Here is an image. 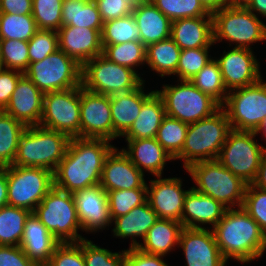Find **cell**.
<instances>
[{"mask_svg": "<svg viewBox=\"0 0 266 266\" xmlns=\"http://www.w3.org/2000/svg\"><path fill=\"white\" fill-rule=\"evenodd\" d=\"M114 147L111 141L102 138H70L53 173L54 187L73 194L99 185L105 159Z\"/></svg>", "mask_w": 266, "mask_h": 266, "instance_id": "6da1fadb", "label": "cell"}, {"mask_svg": "<svg viewBox=\"0 0 266 266\" xmlns=\"http://www.w3.org/2000/svg\"><path fill=\"white\" fill-rule=\"evenodd\" d=\"M212 231L227 262L246 265L266 252V234L243 207L227 209Z\"/></svg>", "mask_w": 266, "mask_h": 266, "instance_id": "7a4b0ae2", "label": "cell"}, {"mask_svg": "<svg viewBox=\"0 0 266 266\" xmlns=\"http://www.w3.org/2000/svg\"><path fill=\"white\" fill-rule=\"evenodd\" d=\"M231 130L222 107L211 116L190 123L182 152L174 160L182 162L184 170L200 161L217 160Z\"/></svg>", "mask_w": 266, "mask_h": 266, "instance_id": "3957f363", "label": "cell"}, {"mask_svg": "<svg viewBox=\"0 0 266 266\" xmlns=\"http://www.w3.org/2000/svg\"><path fill=\"white\" fill-rule=\"evenodd\" d=\"M213 43L229 47L254 49V44L266 41V23L246 7L222 6L211 11ZM227 42V43H226ZM234 45V46H233Z\"/></svg>", "mask_w": 266, "mask_h": 266, "instance_id": "277c9868", "label": "cell"}, {"mask_svg": "<svg viewBox=\"0 0 266 266\" xmlns=\"http://www.w3.org/2000/svg\"><path fill=\"white\" fill-rule=\"evenodd\" d=\"M70 138L40 125L26 127L19 139L13 165L56 170L64 157Z\"/></svg>", "mask_w": 266, "mask_h": 266, "instance_id": "5b68a950", "label": "cell"}, {"mask_svg": "<svg viewBox=\"0 0 266 266\" xmlns=\"http://www.w3.org/2000/svg\"><path fill=\"white\" fill-rule=\"evenodd\" d=\"M193 180L192 188L210 196L227 209L242 207L247 183L218 160L200 161L185 169Z\"/></svg>", "mask_w": 266, "mask_h": 266, "instance_id": "8992f818", "label": "cell"}, {"mask_svg": "<svg viewBox=\"0 0 266 266\" xmlns=\"http://www.w3.org/2000/svg\"><path fill=\"white\" fill-rule=\"evenodd\" d=\"M33 213L60 243H78L86 238L79 234L83 229L72 193L53 187Z\"/></svg>", "mask_w": 266, "mask_h": 266, "instance_id": "52a82bcc", "label": "cell"}, {"mask_svg": "<svg viewBox=\"0 0 266 266\" xmlns=\"http://www.w3.org/2000/svg\"><path fill=\"white\" fill-rule=\"evenodd\" d=\"M176 85L162 84L155 89L161 96L167 116L185 123H194L214 114L221 105L196 88L190 80H176Z\"/></svg>", "mask_w": 266, "mask_h": 266, "instance_id": "ba28073f", "label": "cell"}, {"mask_svg": "<svg viewBox=\"0 0 266 266\" xmlns=\"http://www.w3.org/2000/svg\"><path fill=\"white\" fill-rule=\"evenodd\" d=\"M144 81L137 71L111 62L102 54L82 66V87L94 93L109 96L126 93Z\"/></svg>", "mask_w": 266, "mask_h": 266, "instance_id": "9c48e42d", "label": "cell"}, {"mask_svg": "<svg viewBox=\"0 0 266 266\" xmlns=\"http://www.w3.org/2000/svg\"><path fill=\"white\" fill-rule=\"evenodd\" d=\"M24 75L45 94L82 85V65L57 49L41 61L29 63Z\"/></svg>", "mask_w": 266, "mask_h": 266, "instance_id": "30bf717a", "label": "cell"}, {"mask_svg": "<svg viewBox=\"0 0 266 266\" xmlns=\"http://www.w3.org/2000/svg\"><path fill=\"white\" fill-rule=\"evenodd\" d=\"M7 205L34 212L54 187L53 172L39 167L6 166Z\"/></svg>", "mask_w": 266, "mask_h": 266, "instance_id": "8fae6325", "label": "cell"}, {"mask_svg": "<svg viewBox=\"0 0 266 266\" xmlns=\"http://www.w3.org/2000/svg\"><path fill=\"white\" fill-rule=\"evenodd\" d=\"M228 92L221 106L228 117L231 129L256 131L266 117V80Z\"/></svg>", "mask_w": 266, "mask_h": 266, "instance_id": "7c38bea8", "label": "cell"}, {"mask_svg": "<svg viewBox=\"0 0 266 266\" xmlns=\"http://www.w3.org/2000/svg\"><path fill=\"white\" fill-rule=\"evenodd\" d=\"M254 131L231 130L221 147L217 160L235 176L251 184L264 156Z\"/></svg>", "mask_w": 266, "mask_h": 266, "instance_id": "4fadbf2b", "label": "cell"}, {"mask_svg": "<svg viewBox=\"0 0 266 266\" xmlns=\"http://www.w3.org/2000/svg\"><path fill=\"white\" fill-rule=\"evenodd\" d=\"M39 125L64 133L69 138L80 137V86L45 93Z\"/></svg>", "mask_w": 266, "mask_h": 266, "instance_id": "5bb4252c", "label": "cell"}, {"mask_svg": "<svg viewBox=\"0 0 266 266\" xmlns=\"http://www.w3.org/2000/svg\"><path fill=\"white\" fill-rule=\"evenodd\" d=\"M252 49L231 47L214 56L227 91L257 83L262 77L260 59Z\"/></svg>", "mask_w": 266, "mask_h": 266, "instance_id": "9a60e30c", "label": "cell"}, {"mask_svg": "<svg viewBox=\"0 0 266 266\" xmlns=\"http://www.w3.org/2000/svg\"><path fill=\"white\" fill-rule=\"evenodd\" d=\"M80 137L113 141L110 96L80 86Z\"/></svg>", "mask_w": 266, "mask_h": 266, "instance_id": "2e32d148", "label": "cell"}, {"mask_svg": "<svg viewBox=\"0 0 266 266\" xmlns=\"http://www.w3.org/2000/svg\"><path fill=\"white\" fill-rule=\"evenodd\" d=\"M147 181V200L159 219L181 222L184 198L190 189L182 187L183 178L155 176Z\"/></svg>", "mask_w": 266, "mask_h": 266, "instance_id": "e0dca14e", "label": "cell"}, {"mask_svg": "<svg viewBox=\"0 0 266 266\" xmlns=\"http://www.w3.org/2000/svg\"><path fill=\"white\" fill-rule=\"evenodd\" d=\"M182 249L185 266H227L215 241L212 229L183 227L178 249Z\"/></svg>", "mask_w": 266, "mask_h": 266, "instance_id": "ac0fdd59", "label": "cell"}, {"mask_svg": "<svg viewBox=\"0 0 266 266\" xmlns=\"http://www.w3.org/2000/svg\"><path fill=\"white\" fill-rule=\"evenodd\" d=\"M73 197L84 233L96 234L111 228L107 192L100 185L76 191Z\"/></svg>", "mask_w": 266, "mask_h": 266, "instance_id": "d6986e66", "label": "cell"}, {"mask_svg": "<svg viewBox=\"0 0 266 266\" xmlns=\"http://www.w3.org/2000/svg\"><path fill=\"white\" fill-rule=\"evenodd\" d=\"M106 192L147 188L145 174L122 151L114 147L105 159L99 184Z\"/></svg>", "mask_w": 266, "mask_h": 266, "instance_id": "ffe728a7", "label": "cell"}, {"mask_svg": "<svg viewBox=\"0 0 266 266\" xmlns=\"http://www.w3.org/2000/svg\"><path fill=\"white\" fill-rule=\"evenodd\" d=\"M43 96L40 89L23 75L3 111L26 127L39 125L43 112Z\"/></svg>", "mask_w": 266, "mask_h": 266, "instance_id": "44dd1931", "label": "cell"}, {"mask_svg": "<svg viewBox=\"0 0 266 266\" xmlns=\"http://www.w3.org/2000/svg\"><path fill=\"white\" fill-rule=\"evenodd\" d=\"M101 31L82 26H62L58 30L59 49L83 66L102 54Z\"/></svg>", "mask_w": 266, "mask_h": 266, "instance_id": "7402d4cb", "label": "cell"}, {"mask_svg": "<svg viewBox=\"0 0 266 266\" xmlns=\"http://www.w3.org/2000/svg\"><path fill=\"white\" fill-rule=\"evenodd\" d=\"M226 210L217 200L190 187L184 198L181 223L187 228L213 229Z\"/></svg>", "mask_w": 266, "mask_h": 266, "instance_id": "603a6c76", "label": "cell"}, {"mask_svg": "<svg viewBox=\"0 0 266 266\" xmlns=\"http://www.w3.org/2000/svg\"><path fill=\"white\" fill-rule=\"evenodd\" d=\"M127 147L122 151L144 174L162 176L167 162L175 161L155 138L125 139Z\"/></svg>", "mask_w": 266, "mask_h": 266, "instance_id": "cb8c5ba5", "label": "cell"}, {"mask_svg": "<svg viewBox=\"0 0 266 266\" xmlns=\"http://www.w3.org/2000/svg\"><path fill=\"white\" fill-rule=\"evenodd\" d=\"M145 83L146 81L133 91L110 96L113 140L122 138L130 129L141 111L142 104L155 91L146 90Z\"/></svg>", "mask_w": 266, "mask_h": 266, "instance_id": "d4e9b609", "label": "cell"}, {"mask_svg": "<svg viewBox=\"0 0 266 266\" xmlns=\"http://www.w3.org/2000/svg\"><path fill=\"white\" fill-rule=\"evenodd\" d=\"M158 219V215L146 200L143 204L131 209L127 214L114 218L111 221V227L113 226L111 233H113V237L120 240L130 238L129 248H135L142 243L148 230Z\"/></svg>", "mask_w": 266, "mask_h": 266, "instance_id": "484cf974", "label": "cell"}, {"mask_svg": "<svg viewBox=\"0 0 266 266\" xmlns=\"http://www.w3.org/2000/svg\"><path fill=\"white\" fill-rule=\"evenodd\" d=\"M60 242L40 222L34 213L26 219L20 247L37 265L46 266Z\"/></svg>", "mask_w": 266, "mask_h": 266, "instance_id": "4316f807", "label": "cell"}, {"mask_svg": "<svg viewBox=\"0 0 266 266\" xmlns=\"http://www.w3.org/2000/svg\"><path fill=\"white\" fill-rule=\"evenodd\" d=\"M170 37L181 50L212 47L213 18L200 16L173 20Z\"/></svg>", "mask_w": 266, "mask_h": 266, "instance_id": "83f0119b", "label": "cell"}, {"mask_svg": "<svg viewBox=\"0 0 266 266\" xmlns=\"http://www.w3.org/2000/svg\"><path fill=\"white\" fill-rule=\"evenodd\" d=\"M132 15L138 26L141 42L146 47L170 38L172 21L150 0L134 7Z\"/></svg>", "mask_w": 266, "mask_h": 266, "instance_id": "f1b7e54d", "label": "cell"}, {"mask_svg": "<svg viewBox=\"0 0 266 266\" xmlns=\"http://www.w3.org/2000/svg\"><path fill=\"white\" fill-rule=\"evenodd\" d=\"M182 223L171 219H158L148 230L137 248L149 254L167 256L179 245Z\"/></svg>", "mask_w": 266, "mask_h": 266, "instance_id": "f546056e", "label": "cell"}, {"mask_svg": "<svg viewBox=\"0 0 266 266\" xmlns=\"http://www.w3.org/2000/svg\"><path fill=\"white\" fill-rule=\"evenodd\" d=\"M165 116L163 100L155 90L144 101L133 125L122 137L124 139L155 138Z\"/></svg>", "mask_w": 266, "mask_h": 266, "instance_id": "4dcf8cb0", "label": "cell"}, {"mask_svg": "<svg viewBox=\"0 0 266 266\" xmlns=\"http://www.w3.org/2000/svg\"><path fill=\"white\" fill-rule=\"evenodd\" d=\"M181 49L170 37L146 47V67L162 79L175 77Z\"/></svg>", "mask_w": 266, "mask_h": 266, "instance_id": "1f68e13d", "label": "cell"}, {"mask_svg": "<svg viewBox=\"0 0 266 266\" xmlns=\"http://www.w3.org/2000/svg\"><path fill=\"white\" fill-rule=\"evenodd\" d=\"M62 26L102 30L103 21L94 0H63Z\"/></svg>", "mask_w": 266, "mask_h": 266, "instance_id": "d6a6232c", "label": "cell"}, {"mask_svg": "<svg viewBox=\"0 0 266 266\" xmlns=\"http://www.w3.org/2000/svg\"><path fill=\"white\" fill-rule=\"evenodd\" d=\"M31 213L9 205L0 207V246H20L25 222Z\"/></svg>", "mask_w": 266, "mask_h": 266, "instance_id": "836d02e7", "label": "cell"}, {"mask_svg": "<svg viewBox=\"0 0 266 266\" xmlns=\"http://www.w3.org/2000/svg\"><path fill=\"white\" fill-rule=\"evenodd\" d=\"M26 126L0 110V167L13 165L19 139Z\"/></svg>", "mask_w": 266, "mask_h": 266, "instance_id": "e575fe53", "label": "cell"}, {"mask_svg": "<svg viewBox=\"0 0 266 266\" xmlns=\"http://www.w3.org/2000/svg\"><path fill=\"white\" fill-rule=\"evenodd\" d=\"M102 47V55L109 61L137 70L140 76L144 75L138 71L139 68L146 67V46L141 41L102 45Z\"/></svg>", "mask_w": 266, "mask_h": 266, "instance_id": "d590c367", "label": "cell"}, {"mask_svg": "<svg viewBox=\"0 0 266 266\" xmlns=\"http://www.w3.org/2000/svg\"><path fill=\"white\" fill-rule=\"evenodd\" d=\"M190 81L196 88L211 96L221 106L225 103L228 91L215 58L211 59Z\"/></svg>", "mask_w": 266, "mask_h": 266, "instance_id": "8d00e7d4", "label": "cell"}, {"mask_svg": "<svg viewBox=\"0 0 266 266\" xmlns=\"http://www.w3.org/2000/svg\"><path fill=\"white\" fill-rule=\"evenodd\" d=\"M188 123L165 116L155 139L175 159L183 149L188 130Z\"/></svg>", "mask_w": 266, "mask_h": 266, "instance_id": "74e56055", "label": "cell"}, {"mask_svg": "<svg viewBox=\"0 0 266 266\" xmlns=\"http://www.w3.org/2000/svg\"><path fill=\"white\" fill-rule=\"evenodd\" d=\"M130 41H141L140 32L132 14L103 23L102 45H116Z\"/></svg>", "mask_w": 266, "mask_h": 266, "instance_id": "f35d334b", "label": "cell"}, {"mask_svg": "<svg viewBox=\"0 0 266 266\" xmlns=\"http://www.w3.org/2000/svg\"><path fill=\"white\" fill-rule=\"evenodd\" d=\"M38 28L32 14L0 13V39L29 41Z\"/></svg>", "mask_w": 266, "mask_h": 266, "instance_id": "ab89813d", "label": "cell"}, {"mask_svg": "<svg viewBox=\"0 0 266 266\" xmlns=\"http://www.w3.org/2000/svg\"><path fill=\"white\" fill-rule=\"evenodd\" d=\"M171 21L181 18L212 16L201 0H150Z\"/></svg>", "mask_w": 266, "mask_h": 266, "instance_id": "60d3db41", "label": "cell"}, {"mask_svg": "<svg viewBox=\"0 0 266 266\" xmlns=\"http://www.w3.org/2000/svg\"><path fill=\"white\" fill-rule=\"evenodd\" d=\"M109 215L114 218L127 214L147 200V188L107 191Z\"/></svg>", "mask_w": 266, "mask_h": 266, "instance_id": "b9f144b4", "label": "cell"}, {"mask_svg": "<svg viewBox=\"0 0 266 266\" xmlns=\"http://www.w3.org/2000/svg\"><path fill=\"white\" fill-rule=\"evenodd\" d=\"M63 0H32V16L38 29L58 32L62 27Z\"/></svg>", "mask_w": 266, "mask_h": 266, "instance_id": "7bdbcfd3", "label": "cell"}, {"mask_svg": "<svg viewBox=\"0 0 266 266\" xmlns=\"http://www.w3.org/2000/svg\"><path fill=\"white\" fill-rule=\"evenodd\" d=\"M212 47L192 48L181 50L176 69L177 80L192 79L211 59ZM210 54V55H209Z\"/></svg>", "mask_w": 266, "mask_h": 266, "instance_id": "ee69618b", "label": "cell"}, {"mask_svg": "<svg viewBox=\"0 0 266 266\" xmlns=\"http://www.w3.org/2000/svg\"><path fill=\"white\" fill-rule=\"evenodd\" d=\"M0 57L3 68L24 73L29 66L28 42L0 39Z\"/></svg>", "mask_w": 266, "mask_h": 266, "instance_id": "f6af8a7d", "label": "cell"}, {"mask_svg": "<svg viewBox=\"0 0 266 266\" xmlns=\"http://www.w3.org/2000/svg\"><path fill=\"white\" fill-rule=\"evenodd\" d=\"M82 247L85 266H123L125 249L112 252L87 238L78 242Z\"/></svg>", "mask_w": 266, "mask_h": 266, "instance_id": "bcb514c9", "label": "cell"}, {"mask_svg": "<svg viewBox=\"0 0 266 266\" xmlns=\"http://www.w3.org/2000/svg\"><path fill=\"white\" fill-rule=\"evenodd\" d=\"M59 49L58 32L38 29L28 41V56L30 63L43 60Z\"/></svg>", "mask_w": 266, "mask_h": 266, "instance_id": "7dc6e473", "label": "cell"}, {"mask_svg": "<svg viewBox=\"0 0 266 266\" xmlns=\"http://www.w3.org/2000/svg\"><path fill=\"white\" fill-rule=\"evenodd\" d=\"M242 207L266 234V190L247 184Z\"/></svg>", "mask_w": 266, "mask_h": 266, "instance_id": "c3c4849f", "label": "cell"}, {"mask_svg": "<svg viewBox=\"0 0 266 266\" xmlns=\"http://www.w3.org/2000/svg\"><path fill=\"white\" fill-rule=\"evenodd\" d=\"M46 266H85L82 247L78 243H60Z\"/></svg>", "mask_w": 266, "mask_h": 266, "instance_id": "681fc988", "label": "cell"}, {"mask_svg": "<svg viewBox=\"0 0 266 266\" xmlns=\"http://www.w3.org/2000/svg\"><path fill=\"white\" fill-rule=\"evenodd\" d=\"M103 22L132 14L133 7L125 0H94Z\"/></svg>", "mask_w": 266, "mask_h": 266, "instance_id": "f907efd6", "label": "cell"}, {"mask_svg": "<svg viewBox=\"0 0 266 266\" xmlns=\"http://www.w3.org/2000/svg\"><path fill=\"white\" fill-rule=\"evenodd\" d=\"M164 258L162 255L143 252L137 247L125 248L123 266H170Z\"/></svg>", "mask_w": 266, "mask_h": 266, "instance_id": "816d5d0a", "label": "cell"}, {"mask_svg": "<svg viewBox=\"0 0 266 266\" xmlns=\"http://www.w3.org/2000/svg\"><path fill=\"white\" fill-rule=\"evenodd\" d=\"M23 75L24 73L17 70L0 69V110H4L9 103L16 85Z\"/></svg>", "mask_w": 266, "mask_h": 266, "instance_id": "f5cc1de1", "label": "cell"}, {"mask_svg": "<svg viewBox=\"0 0 266 266\" xmlns=\"http://www.w3.org/2000/svg\"><path fill=\"white\" fill-rule=\"evenodd\" d=\"M0 266H37L20 246H0Z\"/></svg>", "mask_w": 266, "mask_h": 266, "instance_id": "db71d44e", "label": "cell"}, {"mask_svg": "<svg viewBox=\"0 0 266 266\" xmlns=\"http://www.w3.org/2000/svg\"><path fill=\"white\" fill-rule=\"evenodd\" d=\"M0 13L32 14V0H0Z\"/></svg>", "mask_w": 266, "mask_h": 266, "instance_id": "11a10c76", "label": "cell"}, {"mask_svg": "<svg viewBox=\"0 0 266 266\" xmlns=\"http://www.w3.org/2000/svg\"><path fill=\"white\" fill-rule=\"evenodd\" d=\"M251 184L256 188L266 190V153L262 157L257 175Z\"/></svg>", "mask_w": 266, "mask_h": 266, "instance_id": "9f6ffc18", "label": "cell"}, {"mask_svg": "<svg viewBox=\"0 0 266 266\" xmlns=\"http://www.w3.org/2000/svg\"><path fill=\"white\" fill-rule=\"evenodd\" d=\"M246 8L257 17H265L264 19L266 20V0H251Z\"/></svg>", "mask_w": 266, "mask_h": 266, "instance_id": "6f0895ef", "label": "cell"}, {"mask_svg": "<svg viewBox=\"0 0 266 266\" xmlns=\"http://www.w3.org/2000/svg\"><path fill=\"white\" fill-rule=\"evenodd\" d=\"M7 205L6 167H0V207Z\"/></svg>", "mask_w": 266, "mask_h": 266, "instance_id": "680465c9", "label": "cell"}, {"mask_svg": "<svg viewBox=\"0 0 266 266\" xmlns=\"http://www.w3.org/2000/svg\"><path fill=\"white\" fill-rule=\"evenodd\" d=\"M206 7L213 11L215 9L221 8L222 6L227 5V0H201Z\"/></svg>", "mask_w": 266, "mask_h": 266, "instance_id": "91938a15", "label": "cell"}, {"mask_svg": "<svg viewBox=\"0 0 266 266\" xmlns=\"http://www.w3.org/2000/svg\"><path fill=\"white\" fill-rule=\"evenodd\" d=\"M251 0H227L228 6L246 7Z\"/></svg>", "mask_w": 266, "mask_h": 266, "instance_id": "94428289", "label": "cell"}, {"mask_svg": "<svg viewBox=\"0 0 266 266\" xmlns=\"http://www.w3.org/2000/svg\"><path fill=\"white\" fill-rule=\"evenodd\" d=\"M255 134H256L257 136H259V135L261 134V136L263 137L262 140H264V141H265L264 143H266V130H256V131H255ZM258 134H259V135H258ZM261 146H262L264 152L266 153V144H262V143H261Z\"/></svg>", "mask_w": 266, "mask_h": 266, "instance_id": "6125c7cd", "label": "cell"}, {"mask_svg": "<svg viewBox=\"0 0 266 266\" xmlns=\"http://www.w3.org/2000/svg\"><path fill=\"white\" fill-rule=\"evenodd\" d=\"M125 1H127L134 8L142 3L147 2L148 0H125Z\"/></svg>", "mask_w": 266, "mask_h": 266, "instance_id": "be15d7a7", "label": "cell"}, {"mask_svg": "<svg viewBox=\"0 0 266 266\" xmlns=\"http://www.w3.org/2000/svg\"><path fill=\"white\" fill-rule=\"evenodd\" d=\"M257 130H266V117L263 119Z\"/></svg>", "mask_w": 266, "mask_h": 266, "instance_id": "e7e4bbea", "label": "cell"}, {"mask_svg": "<svg viewBox=\"0 0 266 266\" xmlns=\"http://www.w3.org/2000/svg\"><path fill=\"white\" fill-rule=\"evenodd\" d=\"M3 68L2 62H1V57H0V69Z\"/></svg>", "mask_w": 266, "mask_h": 266, "instance_id": "03108f58", "label": "cell"}]
</instances>
